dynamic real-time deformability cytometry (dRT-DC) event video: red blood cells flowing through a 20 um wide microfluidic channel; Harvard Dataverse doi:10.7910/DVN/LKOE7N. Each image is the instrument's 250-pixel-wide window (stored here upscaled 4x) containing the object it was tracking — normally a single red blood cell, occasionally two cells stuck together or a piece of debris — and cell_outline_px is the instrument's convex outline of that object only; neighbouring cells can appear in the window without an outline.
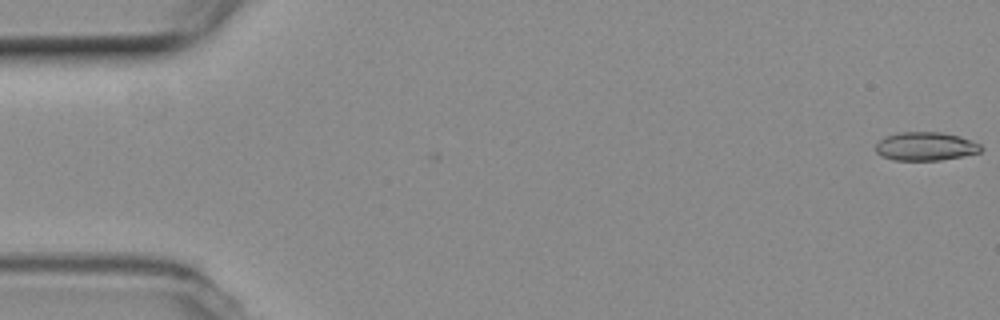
{"species": "common noctule bat (a hibernating species)", "species_latin": "Nyctalus noctula", "temperature_condition": "room temperature", "stored_images_in_passage": 11, "camera_frame_rate_fps": 3000, "um_per_image_px": 0.085, "animal": {"sex": "female", "body_mass_g": 19.3, "forearm_length_mm": 54.1}, "frame": {"image": 1, "passage_image": 1, "time_ms": 0.0, "image_size_px": [1000, 320], "cell_outline_px": [[984, 148], [980, 152], [964, 156], [940, 160], [892, 160], [876, 152], [876, 144], [880, 140], [888, 136], [904, 132], [940, 132], [960, 136], [980, 144]], "centroid_in_image_um": [78.72, 12.45], "position_along_channel_um": 6.3, "area_um2": 17.34}}